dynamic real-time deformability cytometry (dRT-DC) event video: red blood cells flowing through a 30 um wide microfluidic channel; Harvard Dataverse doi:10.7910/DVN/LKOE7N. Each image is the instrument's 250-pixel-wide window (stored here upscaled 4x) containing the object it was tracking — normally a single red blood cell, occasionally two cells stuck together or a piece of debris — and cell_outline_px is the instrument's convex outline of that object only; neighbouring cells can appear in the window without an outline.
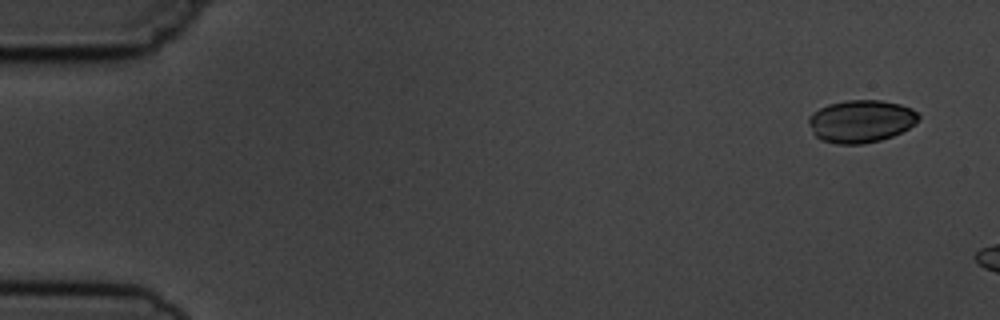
{"species": "common noctule bat (a hibernating species)", "species_latin": "Nyctalus noctula", "temperature_condition": "cold", "stored_images_in_passage": 4, "camera_frame_rate_fps": 3000, "um_per_image_px": 0.085, "animal": {"sex": "male", "body_mass_g": 19.5, "forearm_length_mm": 54.6}, "frame": {"image": 1, "passage_image": 1, "time_ms": 0.0, "image_size_px": [1000, 320], "cell_outline_px": [[920, 116], [916, 124], [892, 136], [880, 140], [864, 144], [836, 144], [820, 140], [812, 132], [808, 124], [808, 116], [812, 112], [828, 104], [848, 100], [880, 100], [900, 104], [912, 108]], "centroid_in_image_um": [73.16, 10.3], "position_along_channel_um": 11.8, "area_um2": 27.46}}